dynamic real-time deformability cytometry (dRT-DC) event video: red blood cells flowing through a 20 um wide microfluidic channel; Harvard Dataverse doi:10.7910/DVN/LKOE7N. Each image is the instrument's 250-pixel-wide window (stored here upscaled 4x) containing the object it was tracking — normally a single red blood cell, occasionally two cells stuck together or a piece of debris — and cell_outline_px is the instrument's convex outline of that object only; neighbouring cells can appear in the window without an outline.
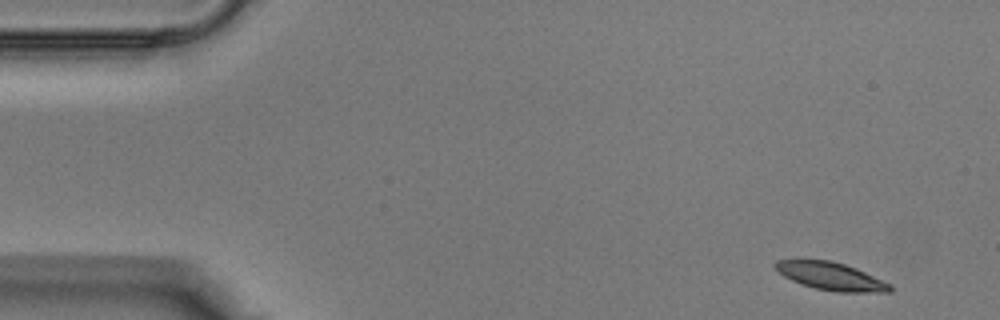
{"species": "Egyptian fruit bat (a non-hibernating species)", "species_latin": "Rousettus aegyptiacus", "temperature_condition": "warm", "stored_images_in_passage": 34, "camera_frame_rate_fps": 3000, "um_per_image_px": 0.085, "animal": {"sex": "male"}, "frame": {"image": 1, "passage_image": 2, "time_ms": 0.333, "image_size_px": [1000, 320], "cell_outline_px": [[892, 292], [836, 292], [816, 288], [792, 280], [784, 276], [772, 264], [776, 260], [832, 260], [856, 268], [892, 284]], "centroid_in_image_um": [70.67, 23.48], "position_along_channel_um": 14.3, "area_um2": 18.44}}
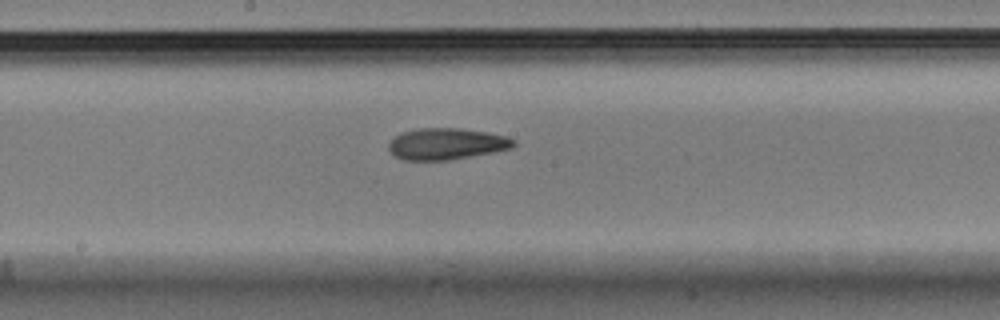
{"frame": {"image": 2, "passage_image": 16, "time_ms": 5.0, "image_size_px": [1000, 320], "cell_outline_px": [[516, 144], [512, 148], [492, 152], [448, 160], [404, 160], [396, 156], [388, 148], [388, 144], [396, 136], [404, 132], [420, 128], [460, 128], [484, 132], [504, 136], [516, 140]], "centroid_in_image_um": [37.96, 12.23], "position_along_channel_um": 210.2, "area_um2": 22.54}}
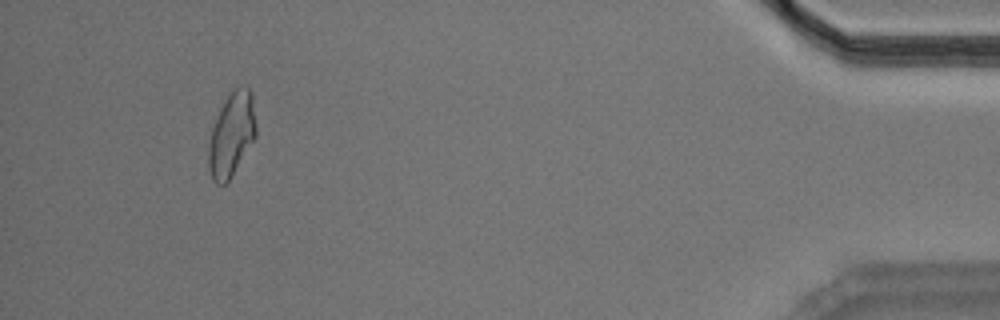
{"frame": {"image": 3, "passage_image": 32, "time_ms": 10.333, "image_size_px": [1000, 320], "cell_outline_px": [[256, 136], [228, 180], [224, 184], [216, 184], [212, 180], [208, 168], [208, 148], [212, 128], [220, 108], [224, 100], [236, 88], [248, 88], [252, 92], [256, 124]], "centroid_in_image_um": [19.67, 11.44], "position_along_channel_um": 415.5, "area_um2": 22.83}}